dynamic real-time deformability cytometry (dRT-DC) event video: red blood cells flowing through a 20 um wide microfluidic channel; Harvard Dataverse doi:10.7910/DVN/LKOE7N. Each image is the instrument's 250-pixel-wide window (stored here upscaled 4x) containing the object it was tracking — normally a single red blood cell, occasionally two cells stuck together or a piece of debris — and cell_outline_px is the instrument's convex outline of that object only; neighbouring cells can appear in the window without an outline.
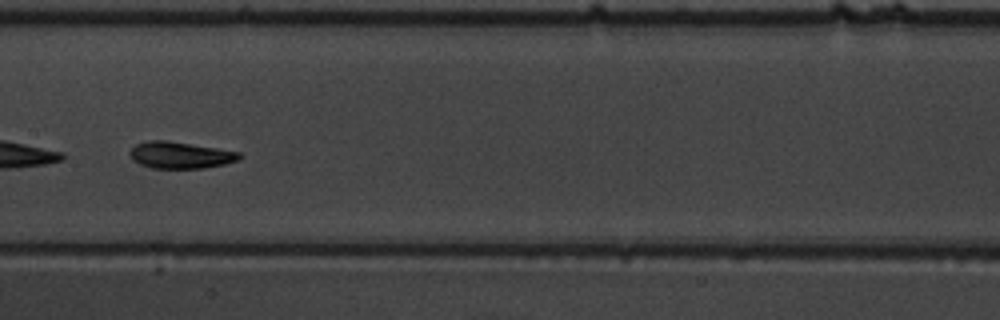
{"species": "common noctule bat (a hibernating species)", "species_latin": "Nyctalus noctula", "temperature_condition": "warm", "stored_images_in_passage": 56, "segment_of_instrument_passage": [2, 2], "camera_frame_rate_fps": 3000, "um_per_image_px": 0.085, "animal": {"sex": "male", "body_mass_g": 19.5, "forearm_length_mm": 54.6}, "frame": {"image": 1, "passage_image": 29, "time_ms": 9.333, "image_size_px": [1000, 320], "cell_outline_px": [[240, 156], [236, 160], [224, 164], [204, 168], [152, 168], [140, 164], [128, 152], [136, 144], [148, 140], [168, 140], [240, 152]], "centroid_in_image_um": [15.3, 13.17], "position_along_channel_um": 192.1, "area_um2": 16.76}}
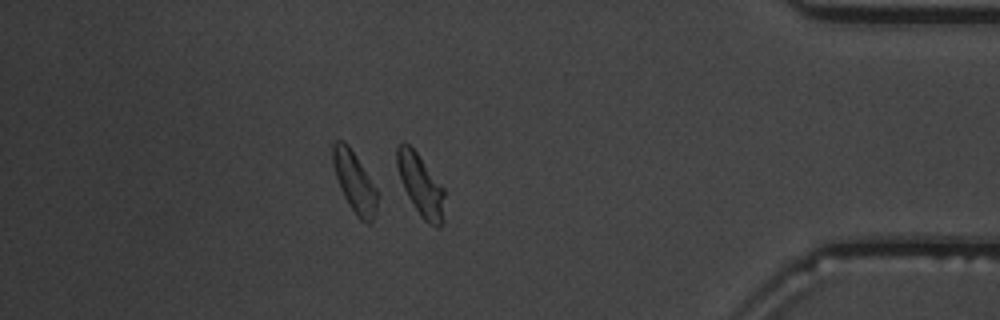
{"frame": {"image": 2, "passage_image": 48, "time_ms": 15.667, "image_size_px": [1000, 320], "cell_outline_px": [[444, 220], [440, 228], [436, 228], [428, 224], [420, 216], [408, 196], [404, 188], [396, 164], [396, 148], [404, 140], [416, 152], [444, 188]], "centroid_in_image_um": [35.77, 15.77], "position_along_channel_um": 399.4, "area_um2": 17.05}}
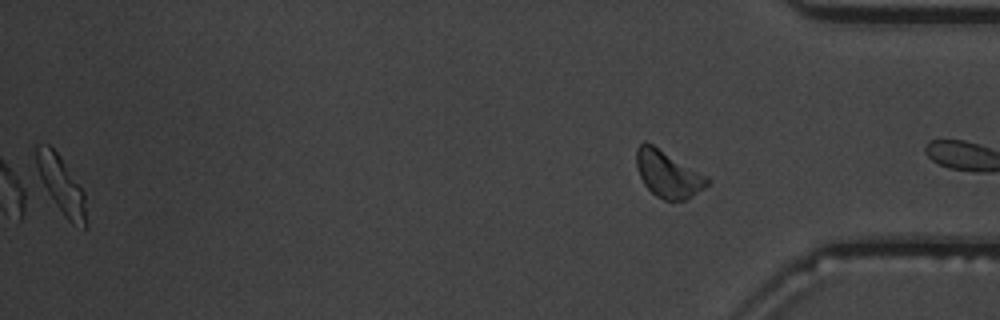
{"frame": {"image": 3, "passage_image": 55, "time_ms": 18.0, "image_size_px": [1000, 320], "cell_outline_px": [[88, 228], [84, 228], [72, 224], [64, 216], [40, 184], [32, 144], [48, 144], [60, 156], [84, 192], [88, 224]], "centroid_in_image_um": [5.16, 15.72], "position_along_channel_um": 430.0, "area_um2": 17.22}}